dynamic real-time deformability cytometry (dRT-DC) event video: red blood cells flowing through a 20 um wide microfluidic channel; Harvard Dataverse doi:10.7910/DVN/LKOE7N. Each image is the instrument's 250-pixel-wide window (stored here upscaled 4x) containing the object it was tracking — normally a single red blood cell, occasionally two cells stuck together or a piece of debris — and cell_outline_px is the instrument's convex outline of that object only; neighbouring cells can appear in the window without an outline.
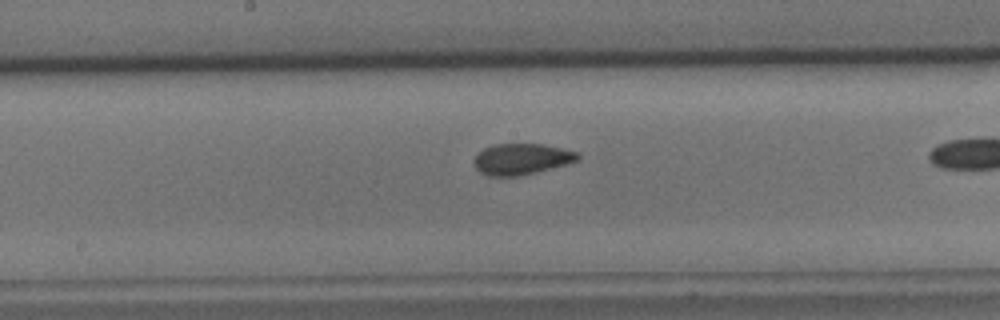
{"species": "common noctule bat (a hibernating species)", "species_latin": "Nyctalus noctula", "temperature_condition": "cold", "stored_images_in_passage": 43, "camera_frame_rate_fps": 3000, "um_per_image_px": 0.085, "animal": {"sex": "male", "body_mass_g": 15.6}, "frame": {"image": 1, "passage_image": 28, "time_ms": 9.0, "image_size_px": [1000, 320], "cell_outline_px": [[580, 156], [576, 160], [564, 164], [536, 172], [516, 176], [488, 176], [480, 172], [476, 168], [476, 156], [484, 148], [496, 144], [544, 144], [580, 152]], "centroid_in_image_um": [44.35, 13.51], "position_along_channel_um": 203.9, "area_um2": 18.44}}
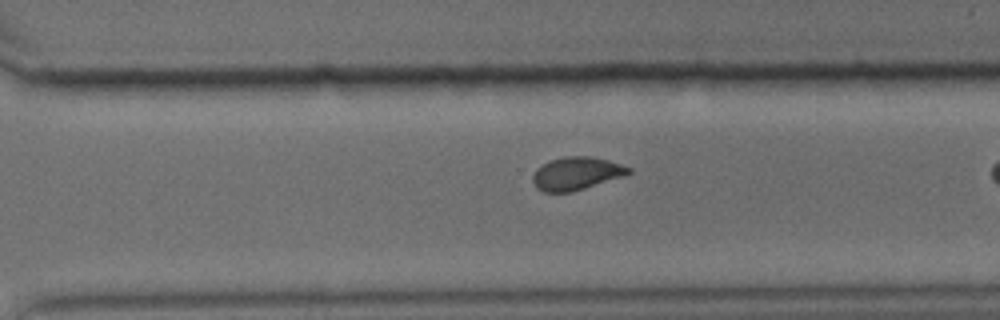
{"frame": {"image": 2, "passage_image": 38, "time_ms": 12.333, "image_size_px": [1000, 320], "cell_outline_px": [[632, 172], [624, 176], [572, 192], [544, 192], [536, 188], [532, 180], [532, 176], [536, 168], [548, 160], [564, 156], [592, 156], [608, 160], [632, 168]], "centroid_in_image_um": [48.97, 14.74], "position_along_channel_um": 321.6, "area_um2": 18.61}}
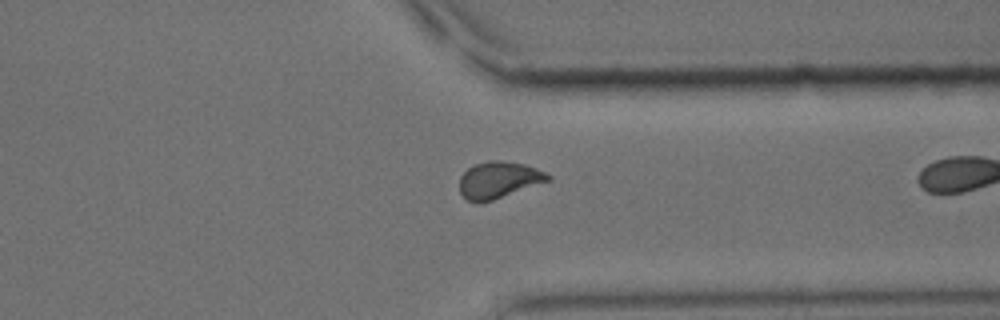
{"frame": {"image": 3, "passage_image": 42, "time_ms": 13.667, "image_size_px": [1000, 320], "cell_outline_px": [[552, 180], [480, 204], [476, 204], [468, 200], [460, 192], [460, 176], [472, 164], [488, 160], [500, 160], [524, 164], [536, 168], [552, 176]], "centroid_in_image_um": [42.38, 15.29], "position_along_channel_um": 369.0, "area_um2": 19.07}}